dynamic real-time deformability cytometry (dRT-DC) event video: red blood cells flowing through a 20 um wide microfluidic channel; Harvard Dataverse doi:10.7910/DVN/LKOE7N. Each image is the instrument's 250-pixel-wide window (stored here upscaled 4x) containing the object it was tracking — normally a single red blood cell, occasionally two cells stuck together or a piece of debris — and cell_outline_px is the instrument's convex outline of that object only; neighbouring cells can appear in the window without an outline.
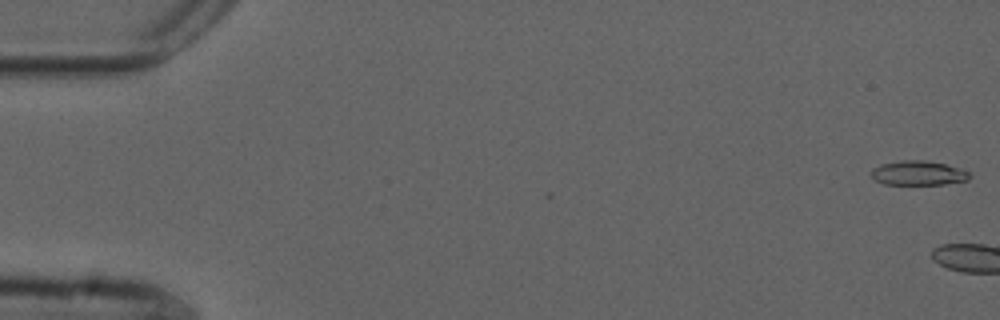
{"species": "common noctule bat (a hibernating species)", "species_latin": "Nyctalus noctula", "temperature_condition": "cold", "stored_images_in_passage": 3, "camera_frame_rate_fps": 3000, "um_per_image_px": 0.085, "animal": {"sex": "male", "forearm_length_mm": 52.5}, "frame": {"image": 1, "passage_image": 1, "time_ms": 0.0, "image_size_px": [1000, 320], "cell_outline_px": [[972, 176], [968, 180], [944, 184], [884, 184], [876, 180], [868, 172], [872, 168], [880, 164], [900, 160], [928, 160], [960, 168], [968, 172]], "centroid_in_image_um": [78.03, 14.7], "position_along_channel_um": 7.0, "area_um2": 14.1}}